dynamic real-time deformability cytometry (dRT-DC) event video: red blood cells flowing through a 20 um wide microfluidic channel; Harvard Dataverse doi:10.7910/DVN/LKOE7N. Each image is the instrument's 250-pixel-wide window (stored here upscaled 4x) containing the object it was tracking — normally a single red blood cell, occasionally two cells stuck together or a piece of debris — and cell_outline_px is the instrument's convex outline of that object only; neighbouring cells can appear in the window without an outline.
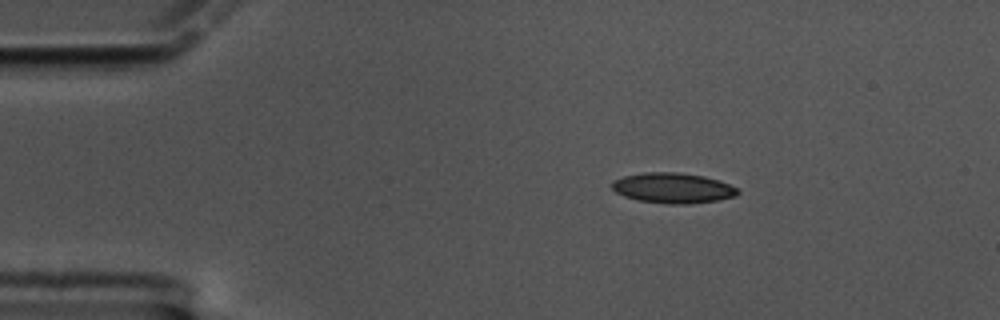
{"species": "common noctule bat (a hibernating species)", "species_latin": "Nyctalus noctula", "temperature_condition": "cold", "stored_images_in_passage": 51, "camera_frame_rate_fps": 3000, "um_per_image_px": 0.085, "animal": {"sex": "male", "body_mass_g": 17.5, "forearm_length_mm": 52.3}, "frame": {"image": 1, "passage_image": 1, "time_ms": 0.0, "image_size_px": [1000, 320], "cell_outline_px": [[740, 192], [736, 196], [720, 200], [688, 204], [672, 204], [640, 200], [624, 196], [616, 192], [612, 188], [612, 180], [624, 176], [644, 172], [676, 172], [704, 176], [728, 184], [736, 188]], "centroid_in_image_um": [57.19, 15.98], "position_along_channel_um": 27.8, "area_um2": 22.08}}
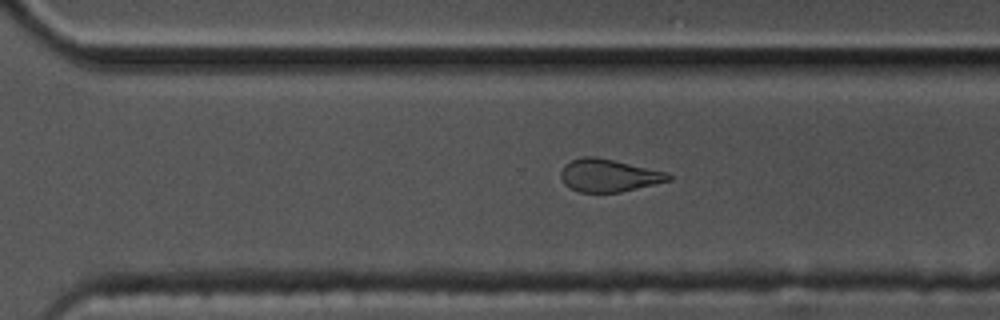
{"frame": {"image": 2, "passage_image": 32, "time_ms": 10.333, "image_size_px": [1000, 320], "cell_outline_px": [[672, 180], [620, 192], [580, 192], [564, 184], [560, 176], [560, 172], [564, 164], [572, 160], [584, 156], [596, 156], [668, 172], [672, 176]], "centroid_in_image_um": [51.74, 14.9], "position_along_channel_um": 318.9, "area_um2": 20.52}}
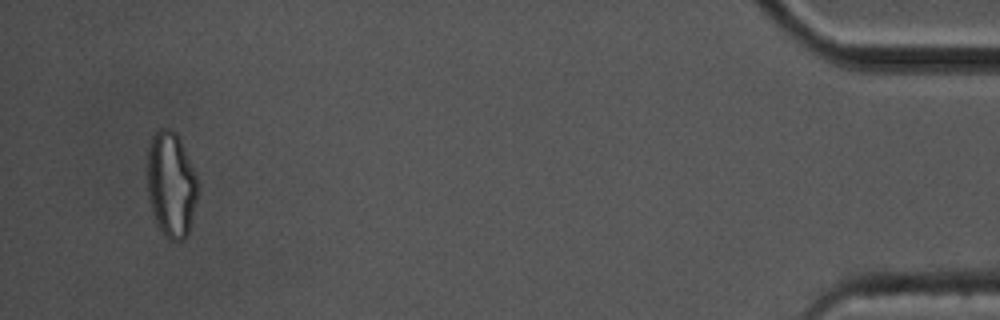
{"frame": {"image": 3, "passage_image": 48, "time_ms": 15.667, "image_size_px": [1000, 320], "cell_outline_px": [[196, 200], [188, 232], [184, 240], [168, 240], [156, 224], [148, 200], [148, 148], [152, 132], [160, 128], [168, 128], [176, 132], [180, 136], [196, 176]], "centroid_in_image_um": [14.51, 15.64], "position_along_channel_um": 420.7, "area_um2": 31.04}, "authors_computed_cell_mechanics": {"area_um2": 21.964, "velocity_mm_per_s": 3.3651, "shape_relaxation_time_tau1_ms": 9.952, "shape_relaxation_time_tau2_ms": 3.1881, "deformation_change_tau1": 0.1783, "deformation_change_tau2": 0.1103}}